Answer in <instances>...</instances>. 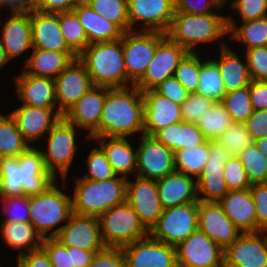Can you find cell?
Returning a JSON list of instances; mask_svg holds the SVG:
<instances>
[{"label": "cell", "instance_id": "obj_1", "mask_svg": "<svg viewBox=\"0 0 267 267\" xmlns=\"http://www.w3.org/2000/svg\"><path fill=\"white\" fill-rule=\"evenodd\" d=\"M144 134V101L142 91L135 85L108 88L99 128L89 138L121 137Z\"/></svg>", "mask_w": 267, "mask_h": 267}, {"label": "cell", "instance_id": "obj_2", "mask_svg": "<svg viewBox=\"0 0 267 267\" xmlns=\"http://www.w3.org/2000/svg\"><path fill=\"white\" fill-rule=\"evenodd\" d=\"M0 170V197L37 195L58 181L46 169L36 146H30L20 156L0 158Z\"/></svg>", "mask_w": 267, "mask_h": 267}, {"label": "cell", "instance_id": "obj_3", "mask_svg": "<svg viewBox=\"0 0 267 267\" xmlns=\"http://www.w3.org/2000/svg\"><path fill=\"white\" fill-rule=\"evenodd\" d=\"M78 59L85 65L94 86L128 87L123 36L115 41L89 44Z\"/></svg>", "mask_w": 267, "mask_h": 267}, {"label": "cell", "instance_id": "obj_4", "mask_svg": "<svg viewBox=\"0 0 267 267\" xmlns=\"http://www.w3.org/2000/svg\"><path fill=\"white\" fill-rule=\"evenodd\" d=\"M127 177L116 175L104 181L76 180L72 212L99 217L114 206L126 202Z\"/></svg>", "mask_w": 267, "mask_h": 267}, {"label": "cell", "instance_id": "obj_5", "mask_svg": "<svg viewBox=\"0 0 267 267\" xmlns=\"http://www.w3.org/2000/svg\"><path fill=\"white\" fill-rule=\"evenodd\" d=\"M228 30L227 17L224 15L175 12L166 36L187 52L194 53L197 52V45L214 42L219 37L221 39L229 34Z\"/></svg>", "mask_w": 267, "mask_h": 267}, {"label": "cell", "instance_id": "obj_6", "mask_svg": "<svg viewBox=\"0 0 267 267\" xmlns=\"http://www.w3.org/2000/svg\"><path fill=\"white\" fill-rule=\"evenodd\" d=\"M56 183L42 193L29 196L30 223L43 239L56 237V230L53 228L68 221L73 213L72 197L63 193ZM47 232L50 233L47 235Z\"/></svg>", "mask_w": 267, "mask_h": 267}, {"label": "cell", "instance_id": "obj_7", "mask_svg": "<svg viewBox=\"0 0 267 267\" xmlns=\"http://www.w3.org/2000/svg\"><path fill=\"white\" fill-rule=\"evenodd\" d=\"M98 218L105 247L122 248L149 236V231L127 201L112 207Z\"/></svg>", "mask_w": 267, "mask_h": 267}, {"label": "cell", "instance_id": "obj_8", "mask_svg": "<svg viewBox=\"0 0 267 267\" xmlns=\"http://www.w3.org/2000/svg\"><path fill=\"white\" fill-rule=\"evenodd\" d=\"M198 229V202H191L163 209L149 236L176 247Z\"/></svg>", "mask_w": 267, "mask_h": 267}, {"label": "cell", "instance_id": "obj_9", "mask_svg": "<svg viewBox=\"0 0 267 267\" xmlns=\"http://www.w3.org/2000/svg\"><path fill=\"white\" fill-rule=\"evenodd\" d=\"M165 37L166 34L154 31L129 30L123 33L128 87L135 85L144 76L147 66L154 58L157 45Z\"/></svg>", "mask_w": 267, "mask_h": 267}, {"label": "cell", "instance_id": "obj_10", "mask_svg": "<svg viewBox=\"0 0 267 267\" xmlns=\"http://www.w3.org/2000/svg\"><path fill=\"white\" fill-rule=\"evenodd\" d=\"M75 128V125L62 116L48 132L47 151L41 149L46 169L56 179L59 171L65 181L71 168L77 150Z\"/></svg>", "mask_w": 267, "mask_h": 267}, {"label": "cell", "instance_id": "obj_11", "mask_svg": "<svg viewBox=\"0 0 267 267\" xmlns=\"http://www.w3.org/2000/svg\"><path fill=\"white\" fill-rule=\"evenodd\" d=\"M175 249L178 267H224V249L199 229Z\"/></svg>", "mask_w": 267, "mask_h": 267}, {"label": "cell", "instance_id": "obj_12", "mask_svg": "<svg viewBox=\"0 0 267 267\" xmlns=\"http://www.w3.org/2000/svg\"><path fill=\"white\" fill-rule=\"evenodd\" d=\"M129 30L134 25L139 31H154L166 34L176 11L175 0H127Z\"/></svg>", "mask_w": 267, "mask_h": 267}, {"label": "cell", "instance_id": "obj_13", "mask_svg": "<svg viewBox=\"0 0 267 267\" xmlns=\"http://www.w3.org/2000/svg\"><path fill=\"white\" fill-rule=\"evenodd\" d=\"M230 156L223 145L215 140L209 141V158L196 179L200 201L219 202L228 192L223 177L224 165Z\"/></svg>", "mask_w": 267, "mask_h": 267}, {"label": "cell", "instance_id": "obj_14", "mask_svg": "<svg viewBox=\"0 0 267 267\" xmlns=\"http://www.w3.org/2000/svg\"><path fill=\"white\" fill-rule=\"evenodd\" d=\"M137 151V176L159 180L175 171L174 152L153 136L140 135Z\"/></svg>", "mask_w": 267, "mask_h": 267}, {"label": "cell", "instance_id": "obj_15", "mask_svg": "<svg viewBox=\"0 0 267 267\" xmlns=\"http://www.w3.org/2000/svg\"><path fill=\"white\" fill-rule=\"evenodd\" d=\"M224 267H267V231L241 233L224 249Z\"/></svg>", "mask_w": 267, "mask_h": 267}, {"label": "cell", "instance_id": "obj_16", "mask_svg": "<svg viewBox=\"0 0 267 267\" xmlns=\"http://www.w3.org/2000/svg\"><path fill=\"white\" fill-rule=\"evenodd\" d=\"M56 239L63 245L88 251H100L105 246L101 238L99 218L72 213L68 221L55 228Z\"/></svg>", "mask_w": 267, "mask_h": 267}, {"label": "cell", "instance_id": "obj_17", "mask_svg": "<svg viewBox=\"0 0 267 267\" xmlns=\"http://www.w3.org/2000/svg\"><path fill=\"white\" fill-rule=\"evenodd\" d=\"M188 52L167 36L157 45L154 58L144 76L135 84L142 92L154 89L165 79L174 76L175 70Z\"/></svg>", "mask_w": 267, "mask_h": 267}, {"label": "cell", "instance_id": "obj_18", "mask_svg": "<svg viewBox=\"0 0 267 267\" xmlns=\"http://www.w3.org/2000/svg\"><path fill=\"white\" fill-rule=\"evenodd\" d=\"M136 177L135 182L127 180L126 201L137 213L144 227L150 231L163 212L157 181Z\"/></svg>", "mask_w": 267, "mask_h": 267}, {"label": "cell", "instance_id": "obj_19", "mask_svg": "<svg viewBox=\"0 0 267 267\" xmlns=\"http://www.w3.org/2000/svg\"><path fill=\"white\" fill-rule=\"evenodd\" d=\"M121 249L128 267H178L175 247L150 236Z\"/></svg>", "mask_w": 267, "mask_h": 267}, {"label": "cell", "instance_id": "obj_20", "mask_svg": "<svg viewBox=\"0 0 267 267\" xmlns=\"http://www.w3.org/2000/svg\"><path fill=\"white\" fill-rule=\"evenodd\" d=\"M58 112L63 116L92 86L85 65L78 59L54 79Z\"/></svg>", "mask_w": 267, "mask_h": 267}, {"label": "cell", "instance_id": "obj_21", "mask_svg": "<svg viewBox=\"0 0 267 267\" xmlns=\"http://www.w3.org/2000/svg\"><path fill=\"white\" fill-rule=\"evenodd\" d=\"M198 227L225 249L242 233L224 213L218 202H198Z\"/></svg>", "mask_w": 267, "mask_h": 267}, {"label": "cell", "instance_id": "obj_22", "mask_svg": "<svg viewBox=\"0 0 267 267\" xmlns=\"http://www.w3.org/2000/svg\"><path fill=\"white\" fill-rule=\"evenodd\" d=\"M144 135L153 136L157 131L181 122V105L158 94L154 89L143 91Z\"/></svg>", "mask_w": 267, "mask_h": 267}, {"label": "cell", "instance_id": "obj_23", "mask_svg": "<svg viewBox=\"0 0 267 267\" xmlns=\"http://www.w3.org/2000/svg\"><path fill=\"white\" fill-rule=\"evenodd\" d=\"M107 87L92 86L63 116L73 125L89 130L90 138L99 128Z\"/></svg>", "mask_w": 267, "mask_h": 267}, {"label": "cell", "instance_id": "obj_24", "mask_svg": "<svg viewBox=\"0 0 267 267\" xmlns=\"http://www.w3.org/2000/svg\"><path fill=\"white\" fill-rule=\"evenodd\" d=\"M10 115L14 118L18 130L28 144L45 136V133H48L62 117L58 108H39L26 105L20 106Z\"/></svg>", "mask_w": 267, "mask_h": 267}, {"label": "cell", "instance_id": "obj_25", "mask_svg": "<svg viewBox=\"0 0 267 267\" xmlns=\"http://www.w3.org/2000/svg\"><path fill=\"white\" fill-rule=\"evenodd\" d=\"M32 47L56 52H73L65 42L59 26V13L31 10Z\"/></svg>", "mask_w": 267, "mask_h": 267}, {"label": "cell", "instance_id": "obj_26", "mask_svg": "<svg viewBox=\"0 0 267 267\" xmlns=\"http://www.w3.org/2000/svg\"><path fill=\"white\" fill-rule=\"evenodd\" d=\"M16 93L22 105L39 108H56L55 80L26 74L15 76Z\"/></svg>", "mask_w": 267, "mask_h": 267}, {"label": "cell", "instance_id": "obj_27", "mask_svg": "<svg viewBox=\"0 0 267 267\" xmlns=\"http://www.w3.org/2000/svg\"><path fill=\"white\" fill-rule=\"evenodd\" d=\"M0 42L11 60L32 47L31 11L11 12L3 24Z\"/></svg>", "mask_w": 267, "mask_h": 267}, {"label": "cell", "instance_id": "obj_28", "mask_svg": "<svg viewBox=\"0 0 267 267\" xmlns=\"http://www.w3.org/2000/svg\"><path fill=\"white\" fill-rule=\"evenodd\" d=\"M157 188L163 209L185 203L199 202L197 182L192 176L176 170L157 180Z\"/></svg>", "mask_w": 267, "mask_h": 267}, {"label": "cell", "instance_id": "obj_29", "mask_svg": "<svg viewBox=\"0 0 267 267\" xmlns=\"http://www.w3.org/2000/svg\"><path fill=\"white\" fill-rule=\"evenodd\" d=\"M218 203L242 233L257 232L256 210L250 189L228 191Z\"/></svg>", "mask_w": 267, "mask_h": 267}, {"label": "cell", "instance_id": "obj_30", "mask_svg": "<svg viewBox=\"0 0 267 267\" xmlns=\"http://www.w3.org/2000/svg\"><path fill=\"white\" fill-rule=\"evenodd\" d=\"M81 25L87 34L89 44L115 41L123 36V31L115 24L97 14L83 0L74 7Z\"/></svg>", "mask_w": 267, "mask_h": 267}, {"label": "cell", "instance_id": "obj_31", "mask_svg": "<svg viewBox=\"0 0 267 267\" xmlns=\"http://www.w3.org/2000/svg\"><path fill=\"white\" fill-rule=\"evenodd\" d=\"M32 54L25 60L23 71L39 77L55 79L72 60L78 58L74 52H56L52 50L32 49Z\"/></svg>", "mask_w": 267, "mask_h": 267}, {"label": "cell", "instance_id": "obj_32", "mask_svg": "<svg viewBox=\"0 0 267 267\" xmlns=\"http://www.w3.org/2000/svg\"><path fill=\"white\" fill-rule=\"evenodd\" d=\"M153 137L173 152L197 147L208 141L196 123L184 121L171 124L157 131Z\"/></svg>", "mask_w": 267, "mask_h": 267}, {"label": "cell", "instance_id": "obj_33", "mask_svg": "<svg viewBox=\"0 0 267 267\" xmlns=\"http://www.w3.org/2000/svg\"><path fill=\"white\" fill-rule=\"evenodd\" d=\"M225 44L222 42L220 45L222 48L219 59H214L213 61L220 70L225 93H228L249 86L252 80L247 61L246 64L243 63L237 56V53Z\"/></svg>", "mask_w": 267, "mask_h": 267}, {"label": "cell", "instance_id": "obj_34", "mask_svg": "<svg viewBox=\"0 0 267 267\" xmlns=\"http://www.w3.org/2000/svg\"><path fill=\"white\" fill-rule=\"evenodd\" d=\"M101 145L106 158L116 175L126 177L132 173L137 165V151L133 150L127 138L99 137L94 138ZM109 139V140H108Z\"/></svg>", "mask_w": 267, "mask_h": 267}, {"label": "cell", "instance_id": "obj_35", "mask_svg": "<svg viewBox=\"0 0 267 267\" xmlns=\"http://www.w3.org/2000/svg\"><path fill=\"white\" fill-rule=\"evenodd\" d=\"M0 233L8 246L20 251L18 256L42 248L43 238L30 222H3Z\"/></svg>", "mask_w": 267, "mask_h": 267}, {"label": "cell", "instance_id": "obj_36", "mask_svg": "<svg viewBox=\"0 0 267 267\" xmlns=\"http://www.w3.org/2000/svg\"><path fill=\"white\" fill-rule=\"evenodd\" d=\"M232 17L227 16L228 33L233 40L245 45V49L267 46V16L261 19L242 21L237 27Z\"/></svg>", "mask_w": 267, "mask_h": 267}, {"label": "cell", "instance_id": "obj_37", "mask_svg": "<svg viewBox=\"0 0 267 267\" xmlns=\"http://www.w3.org/2000/svg\"><path fill=\"white\" fill-rule=\"evenodd\" d=\"M30 146L20 131L14 118L0 113V158L20 156Z\"/></svg>", "mask_w": 267, "mask_h": 267}, {"label": "cell", "instance_id": "obj_38", "mask_svg": "<svg viewBox=\"0 0 267 267\" xmlns=\"http://www.w3.org/2000/svg\"><path fill=\"white\" fill-rule=\"evenodd\" d=\"M209 158V141L205 144L184 148L174 152L175 170L186 175L197 177L202 173Z\"/></svg>", "mask_w": 267, "mask_h": 267}, {"label": "cell", "instance_id": "obj_39", "mask_svg": "<svg viewBox=\"0 0 267 267\" xmlns=\"http://www.w3.org/2000/svg\"><path fill=\"white\" fill-rule=\"evenodd\" d=\"M59 26L68 47L79 56L89 45L87 34L76 13L59 12Z\"/></svg>", "mask_w": 267, "mask_h": 267}, {"label": "cell", "instance_id": "obj_40", "mask_svg": "<svg viewBox=\"0 0 267 267\" xmlns=\"http://www.w3.org/2000/svg\"><path fill=\"white\" fill-rule=\"evenodd\" d=\"M196 93L215 102H221L225 95L220 70L212 59L204 62L200 60V77Z\"/></svg>", "mask_w": 267, "mask_h": 267}, {"label": "cell", "instance_id": "obj_41", "mask_svg": "<svg viewBox=\"0 0 267 267\" xmlns=\"http://www.w3.org/2000/svg\"><path fill=\"white\" fill-rule=\"evenodd\" d=\"M233 123L231 116L221 102H215L197 121V127L208 141L216 140Z\"/></svg>", "mask_w": 267, "mask_h": 267}, {"label": "cell", "instance_id": "obj_42", "mask_svg": "<svg viewBox=\"0 0 267 267\" xmlns=\"http://www.w3.org/2000/svg\"><path fill=\"white\" fill-rule=\"evenodd\" d=\"M251 184L267 183V157L253 143L236 155Z\"/></svg>", "mask_w": 267, "mask_h": 267}, {"label": "cell", "instance_id": "obj_43", "mask_svg": "<svg viewBox=\"0 0 267 267\" xmlns=\"http://www.w3.org/2000/svg\"><path fill=\"white\" fill-rule=\"evenodd\" d=\"M97 14L115 23L123 32L129 31L127 0H83Z\"/></svg>", "mask_w": 267, "mask_h": 267}, {"label": "cell", "instance_id": "obj_44", "mask_svg": "<svg viewBox=\"0 0 267 267\" xmlns=\"http://www.w3.org/2000/svg\"><path fill=\"white\" fill-rule=\"evenodd\" d=\"M221 103L233 122L244 123L254 111L250 101V85L225 93Z\"/></svg>", "mask_w": 267, "mask_h": 267}, {"label": "cell", "instance_id": "obj_45", "mask_svg": "<svg viewBox=\"0 0 267 267\" xmlns=\"http://www.w3.org/2000/svg\"><path fill=\"white\" fill-rule=\"evenodd\" d=\"M199 52H188L175 70L174 77L189 93H196L200 77Z\"/></svg>", "mask_w": 267, "mask_h": 267}, {"label": "cell", "instance_id": "obj_46", "mask_svg": "<svg viewBox=\"0 0 267 267\" xmlns=\"http://www.w3.org/2000/svg\"><path fill=\"white\" fill-rule=\"evenodd\" d=\"M215 141L223 145L231 155L235 156L245 147L254 143L244 123L239 122H233Z\"/></svg>", "mask_w": 267, "mask_h": 267}, {"label": "cell", "instance_id": "obj_47", "mask_svg": "<svg viewBox=\"0 0 267 267\" xmlns=\"http://www.w3.org/2000/svg\"><path fill=\"white\" fill-rule=\"evenodd\" d=\"M87 166L88 173L82 178L95 180V181H104L116 176V173L113 171L108 159L106 158L105 152L100 147H94L89 155L87 156Z\"/></svg>", "mask_w": 267, "mask_h": 267}, {"label": "cell", "instance_id": "obj_48", "mask_svg": "<svg viewBox=\"0 0 267 267\" xmlns=\"http://www.w3.org/2000/svg\"><path fill=\"white\" fill-rule=\"evenodd\" d=\"M223 178L228 191L250 189L252 185L241 161L235 155H231L225 163Z\"/></svg>", "mask_w": 267, "mask_h": 267}, {"label": "cell", "instance_id": "obj_49", "mask_svg": "<svg viewBox=\"0 0 267 267\" xmlns=\"http://www.w3.org/2000/svg\"><path fill=\"white\" fill-rule=\"evenodd\" d=\"M215 101L198 93H190L181 104V118L184 122L197 123L199 118L210 110Z\"/></svg>", "mask_w": 267, "mask_h": 267}, {"label": "cell", "instance_id": "obj_50", "mask_svg": "<svg viewBox=\"0 0 267 267\" xmlns=\"http://www.w3.org/2000/svg\"><path fill=\"white\" fill-rule=\"evenodd\" d=\"M245 58L252 81H267V46L247 49Z\"/></svg>", "mask_w": 267, "mask_h": 267}, {"label": "cell", "instance_id": "obj_51", "mask_svg": "<svg viewBox=\"0 0 267 267\" xmlns=\"http://www.w3.org/2000/svg\"><path fill=\"white\" fill-rule=\"evenodd\" d=\"M0 198L4 202L3 211L7 214L3 222H30L29 196L23 195Z\"/></svg>", "mask_w": 267, "mask_h": 267}, {"label": "cell", "instance_id": "obj_52", "mask_svg": "<svg viewBox=\"0 0 267 267\" xmlns=\"http://www.w3.org/2000/svg\"><path fill=\"white\" fill-rule=\"evenodd\" d=\"M42 248L50 257L53 267H73L71 247L63 245L55 237L43 239Z\"/></svg>", "mask_w": 267, "mask_h": 267}, {"label": "cell", "instance_id": "obj_53", "mask_svg": "<svg viewBox=\"0 0 267 267\" xmlns=\"http://www.w3.org/2000/svg\"><path fill=\"white\" fill-rule=\"evenodd\" d=\"M230 5L238 11L241 21L256 20L267 16V0H233Z\"/></svg>", "mask_w": 267, "mask_h": 267}, {"label": "cell", "instance_id": "obj_54", "mask_svg": "<svg viewBox=\"0 0 267 267\" xmlns=\"http://www.w3.org/2000/svg\"><path fill=\"white\" fill-rule=\"evenodd\" d=\"M250 192L255 204L257 232L267 231V183H254Z\"/></svg>", "mask_w": 267, "mask_h": 267}, {"label": "cell", "instance_id": "obj_55", "mask_svg": "<svg viewBox=\"0 0 267 267\" xmlns=\"http://www.w3.org/2000/svg\"><path fill=\"white\" fill-rule=\"evenodd\" d=\"M88 267H128V265L121 248L104 247L95 253Z\"/></svg>", "mask_w": 267, "mask_h": 267}, {"label": "cell", "instance_id": "obj_56", "mask_svg": "<svg viewBox=\"0 0 267 267\" xmlns=\"http://www.w3.org/2000/svg\"><path fill=\"white\" fill-rule=\"evenodd\" d=\"M176 11L186 14H210L213 6L216 11L222 10L224 4L221 0H175ZM201 3V4H200Z\"/></svg>", "mask_w": 267, "mask_h": 267}, {"label": "cell", "instance_id": "obj_57", "mask_svg": "<svg viewBox=\"0 0 267 267\" xmlns=\"http://www.w3.org/2000/svg\"><path fill=\"white\" fill-rule=\"evenodd\" d=\"M154 90L175 103L182 104L189 96V92L184 86L174 77L171 76L157 85Z\"/></svg>", "mask_w": 267, "mask_h": 267}, {"label": "cell", "instance_id": "obj_58", "mask_svg": "<svg viewBox=\"0 0 267 267\" xmlns=\"http://www.w3.org/2000/svg\"><path fill=\"white\" fill-rule=\"evenodd\" d=\"M253 140L267 136V110H254L253 114L244 122Z\"/></svg>", "mask_w": 267, "mask_h": 267}, {"label": "cell", "instance_id": "obj_59", "mask_svg": "<svg viewBox=\"0 0 267 267\" xmlns=\"http://www.w3.org/2000/svg\"><path fill=\"white\" fill-rule=\"evenodd\" d=\"M82 0H34V9L45 13L71 11Z\"/></svg>", "mask_w": 267, "mask_h": 267}, {"label": "cell", "instance_id": "obj_60", "mask_svg": "<svg viewBox=\"0 0 267 267\" xmlns=\"http://www.w3.org/2000/svg\"><path fill=\"white\" fill-rule=\"evenodd\" d=\"M17 257V267H53L49 255L43 248Z\"/></svg>", "mask_w": 267, "mask_h": 267}, {"label": "cell", "instance_id": "obj_61", "mask_svg": "<svg viewBox=\"0 0 267 267\" xmlns=\"http://www.w3.org/2000/svg\"><path fill=\"white\" fill-rule=\"evenodd\" d=\"M250 101L253 110H267V81L250 83Z\"/></svg>", "mask_w": 267, "mask_h": 267}, {"label": "cell", "instance_id": "obj_62", "mask_svg": "<svg viewBox=\"0 0 267 267\" xmlns=\"http://www.w3.org/2000/svg\"><path fill=\"white\" fill-rule=\"evenodd\" d=\"M98 251H88L71 247V259L73 267H88L92 262L93 256Z\"/></svg>", "mask_w": 267, "mask_h": 267}, {"label": "cell", "instance_id": "obj_63", "mask_svg": "<svg viewBox=\"0 0 267 267\" xmlns=\"http://www.w3.org/2000/svg\"><path fill=\"white\" fill-rule=\"evenodd\" d=\"M2 6L10 8V12H29L34 9V0H1Z\"/></svg>", "mask_w": 267, "mask_h": 267}, {"label": "cell", "instance_id": "obj_64", "mask_svg": "<svg viewBox=\"0 0 267 267\" xmlns=\"http://www.w3.org/2000/svg\"><path fill=\"white\" fill-rule=\"evenodd\" d=\"M254 144L267 157V136L254 140Z\"/></svg>", "mask_w": 267, "mask_h": 267}, {"label": "cell", "instance_id": "obj_65", "mask_svg": "<svg viewBox=\"0 0 267 267\" xmlns=\"http://www.w3.org/2000/svg\"><path fill=\"white\" fill-rule=\"evenodd\" d=\"M8 61H10V59L8 58L6 50L2 47L0 42V68H2Z\"/></svg>", "mask_w": 267, "mask_h": 267}, {"label": "cell", "instance_id": "obj_66", "mask_svg": "<svg viewBox=\"0 0 267 267\" xmlns=\"http://www.w3.org/2000/svg\"><path fill=\"white\" fill-rule=\"evenodd\" d=\"M223 2V4L227 3V0H221Z\"/></svg>", "mask_w": 267, "mask_h": 267}]
</instances>
